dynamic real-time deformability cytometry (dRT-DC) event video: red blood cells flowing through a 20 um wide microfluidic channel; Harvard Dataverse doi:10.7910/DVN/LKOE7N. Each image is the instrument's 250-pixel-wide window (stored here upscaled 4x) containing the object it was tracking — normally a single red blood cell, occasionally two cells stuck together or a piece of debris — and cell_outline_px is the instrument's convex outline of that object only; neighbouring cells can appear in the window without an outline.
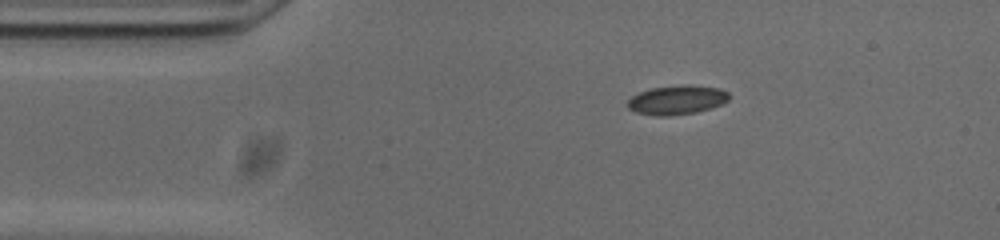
{"species": "common noctule bat (a hibernating species)", "species_latin": "Nyctalus noctula", "temperature_condition": "cold", "stored_images_in_passage": 46, "camera_frame_rate_fps": 3000, "um_per_image_px": 0.085, "animal": {"sex": "male", "body_mass_g": 20.0, "forearm_length_mm": 53.3}, "frame": {"image": 1, "passage_image": 1, "time_ms": 0.0, "image_size_px": [1000, 240], "cell_outline_px": [[728, 100], [712, 108], [696, 112], [668, 116], [656, 116], [636, 112], [628, 108], [628, 100], [632, 96], [640, 92], [652, 88], [688, 84], [720, 88], [728, 92]], "centroid_in_image_um": [57.54, 8.49], "position_along_channel_um": 27.5, "area_um2": 17.17}}
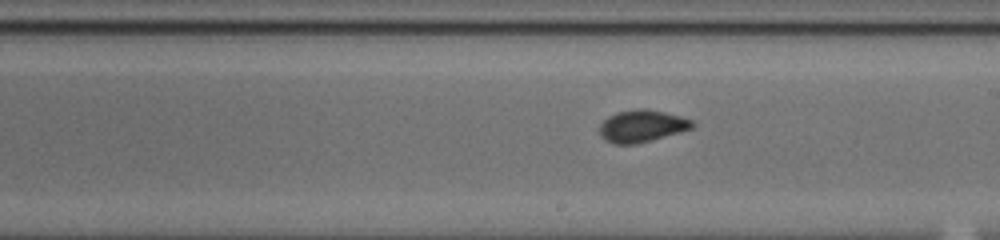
{"frame": {"image": 2, "passage_image": 21, "time_ms": 6.667, "image_size_px": [1000, 240], "cell_outline_px": [[696, 124], [692, 128], [680, 132], [652, 140], [636, 144], [612, 144], [600, 136], [600, 124], [608, 116], [616, 112], [636, 108], [648, 108], [680, 116], [692, 120]], "centroid_in_image_um": [54.55, 10.7], "position_along_channel_um": 234.4, "area_um2": 17.51}}
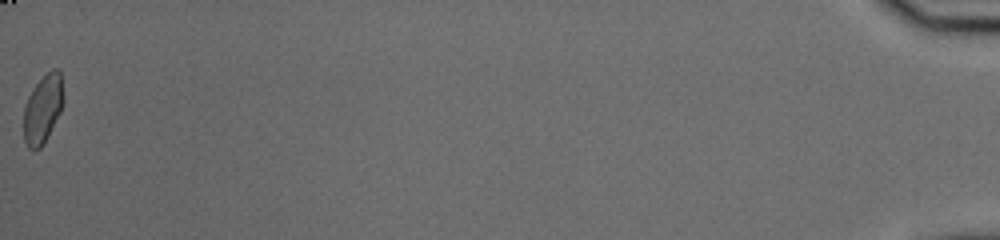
{"frame": {"image": 3, "passage_image": 46, "time_ms": 15.0, "image_size_px": [1000, 240], "cell_outline_px": [[64, 100], [60, 112], [40, 148], [28, 148], [24, 140], [24, 108], [28, 96], [32, 88], [52, 68], [56, 68], [60, 72]], "centroid_in_image_um": [3.63, 9.22], "position_along_channel_um": 431.6, "area_um2": 15.49}, "authors_computed_cell_mechanics": {"area_um2": 16.7042, "velocity_mm_per_s": 3.7284, "shape_relaxation_time_tau1_ms": 9.7957, "shape_relaxation_time_tau2_ms": 0.9355, "deformation_change_tau1": 0.173, "deformation_change_tau2": 0.0444}}